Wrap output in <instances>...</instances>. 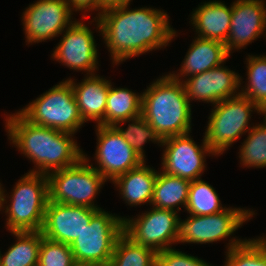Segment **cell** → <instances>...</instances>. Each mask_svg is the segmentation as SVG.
I'll use <instances>...</instances> for the list:
<instances>
[{"label":"cell","mask_w":266,"mask_h":266,"mask_svg":"<svg viewBox=\"0 0 266 266\" xmlns=\"http://www.w3.org/2000/svg\"><path fill=\"white\" fill-rule=\"evenodd\" d=\"M129 5L108 9L93 18L115 65L165 48L177 37L166 12L152 7L130 10Z\"/></svg>","instance_id":"cell-1"},{"label":"cell","mask_w":266,"mask_h":266,"mask_svg":"<svg viewBox=\"0 0 266 266\" xmlns=\"http://www.w3.org/2000/svg\"><path fill=\"white\" fill-rule=\"evenodd\" d=\"M5 121L11 144L35 164L29 173L48 175L84 158L72 133L31 123L19 111L7 115Z\"/></svg>","instance_id":"cell-2"},{"label":"cell","mask_w":266,"mask_h":266,"mask_svg":"<svg viewBox=\"0 0 266 266\" xmlns=\"http://www.w3.org/2000/svg\"><path fill=\"white\" fill-rule=\"evenodd\" d=\"M141 94V115L162 140L191 132V104L182 81L168 73L157 78Z\"/></svg>","instance_id":"cell-3"},{"label":"cell","mask_w":266,"mask_h":266,"mask_svg":"<svg viewBox=\"0 0 266 266\" xmlns=\"http://www.w3.org/2000/svg\"><path fill=\"white\" fill-rule=\"evenodd\" d=\"M12 191L10 196H6L3 187L1 190V208L7 213L9 232L41 231L49 200L47 175L28 172L18 180ZM7 197L11 198L10 204L5 206Z\"/></svg>","instance_id":"cell-4"},{"label":"cell","mask_w":266,"mask_h":266,"mask_svg":"<svg viewBox=\"0 0 266 266\" xmlns=\"http://www.w3.org/2000/svg\"><path fill=\"white\" fill-rule=\"evenodd\" d=\"M213 108L204 138L216 155H222L238 138L251 129L249 121L253 111L263 115V110L242 94L222 100Z\"/></svg>","instance_id":"cell-5"},{"label":"cell","mask_w":266,"mask_h":266,"mask_svg":"<svg viewBox=\"0 0 266 266\" xmlns=\"http://www.w3.org/2000/svg\"><path fill=\"white\" fill-rule=\"evenodd\" d=\"M19 112L31 123L72 134L85 123L68 79L41 94Z\"/></svg>","instance_id":"cell-6"},{"label":"cell","mask_w":266,"mask_h":266,"mask_svg":"<svg viewBox=\"0 0 266 266\" xmlns=\"http://www.w3.org/2000/svg\"><path fill=\"white\" fill-rule=\"evenodd\" d=\"M88 162L84 153L78 164L49 173V201L102 210L94 199L107 180Z\"/></svg>","instance_id":"cell-7"},{"label":"cell","mask_w":266,"mask_h":266,"mask_svg":"<svg viewBox=\"0 0 266 266\" xmlns=\"http://www.w3.org/2000/svg\"><path fill=\"white\" fill-rule=\"evenodd\" d=\"M123 233V217L99 210L69 246L75 261L108 266L117 238Z\"/></svg>","instance_id":"cell-8"},{"label":"cell","mask_w":266,"mask_h":266,"mask_svg":"<svg viewBox=\"0 0 266 266\" xmlns=\"http://www.w3.org/2000/svg\"><path fill=\"white\" fill-rule=\"evenodd\" d=\"M255 214L250 209L228 207L211 215L178 217L177 243L206 244L227 239Z\"/></svg>","instance_id":"cell-9"},{"label":"cell","mask_w":266,"mask_h":266,"mask_svg":"<svg viewBox=\"0 0 266 266\" xmlns=\"http://www.w3.org/2000/svg\"><path fill=\"white\" fill-rule=\"evenodd\" d=\"M178 217L177 211L153 207L134 219L123 217V233L157 253L177 243Z\"/></svg>","instance_id":"cell-10"},{"label":"cell","mask_w":266,"mask_h":266,"mask_svg":"<svg viewBox=\"0 0 266 266\" xmlns=\"http://www.w3.org/2000/svg\"><path fill=\"white\" fill-rule=\"evenodd\" d=\"M201 146L192 140L190 133L163 139L162 171L168 175L188 179H200L206 168V156L216 154L202 140ZM207 154V155H205Z\"/></svg>","instance_id":"cell-11"},{"label":"cell","mask_w":266,"mask_h":266,"mask_svg":"<svg viewBox=\"0 0 266 266\" xmlns=\"http://www.w3.org/2000/svg\"><path fill=\"white\" fill-rule=\"evenodd\" d=\"M22 15L27 44L57 37L74 22L66 0H37Z\"/></svg>","instance_id":"cell-12"},{"label":"cell","mask_w":266,"mask_h":266,"mask_svg":"<svg viewBox=\"0 0 266 266\" xmlns=\"http://www.w3.org/2000/svg\"><path fill=\"white\" fill-rule=\"evenodd\" d=\"M97 146L94 168L108 181L138 167L142 160L134 149L124 140L115 126L96 125Z\"/></svg>","instance_id":"cell-13"},{"label":"cell","mask_w":266,"mask_h":266,"mask_svg":"<svg viewBox=\"0 0 266 266\" xmlns=\"http://www.w3.org/2000/svg\"><path fill=\"white\" fill-rule=\"evenodd\" d=\"M62 34L60 42L51 54L52 58L72 70H83L87 75L96 74L98 50L92 30L82 21L74 19Z\"/></svg>","instance_id":"cell-14"},{"label":"cell","mask_w":266,"mask_h":266,"mask_svg":"<svg viewBox=\"0 0 266 266\" xmlns=\"http://www.w3.org/2000/svg\"><path fill=\"white\" fill-rule=\"evenodd\" d=\"M241 82L242 76L222 64L182 80L190 103L201 100L213 105L239 95Z\"/></svg>","instance_id":"cell-15"},{"label":"cell","mask_w":266,"mask_h":266,"mask_svg":"<svg viewBox=\"0 0 266 266\" xmlns=\"http://www.w3.org/2000/svg\"><path fill=\"white\" fill-rule=\"evenodd\" d=\"M99 210L49 201L46 205L42 234L44 237L70 245L87 227Z\"/></svg>","instance_id":"cell-16"},{"label":"cell","mask_w":266,"mask_h":266,"mask_svg":"<svg viewBox=\"0 0 266 266\" xmlns=\"http://www.w3.org/2000/svg\"><path fill=\"white\" fill-rule=\"evenodd\" d=\"M264 0H235L232 3L231 26L225 48L227 53L251 44L266 35V5Z\"/></svg>","instance_id":"cell-17"},{"label":"cell","mask_w":266,"mask_h":266,"mask_svg":"<svg viewBox=\"0 0 266 266\" xmlns=\"http://www.w3.org/2000/svg\"><path fill=\"white\" fill-rule=\"evenodd\" d=\"M71 83L80 115L84 122L96 121L99 125L105 117L107 96L110 80L94 75H87L82 82L76 83L68 78Z\"/></svg>","instance_id":"cell-18"},{"label":"cell","mask_w":266,"mask_h":266,"mask_svg":"<svg viewBox=\"0 0 266 266\" xmlns=\"http://www.w3.org/2000/svg\"><path fill=\"white\" fill-rule=\"evenodd\" d=\"M190 48L185 55L183 63L178 73L169 72L170 76L181 81V77H190L208 71L221 64L230 57L225 48V44L216 40L194 38Z\"/></svg>","instance_id":"cell-19"},{"label":"cell","mask_w":266,"mask_h":266,"mask_svg":"<svg viewBox=\"0 0 266 266\" xmlns=\"http://www.w3.org/2000/svg\"><path fill=\"white\" fill-rule=\"evenodd\" d=\"M190 16L197 37L226 43L231 26L232 4L228 7L219 0L203 2Z\"/></svg>","instance_id":"cell-20"},{"label":"cell","mask_w":266,"mask_h":266,"mask_svg":"<svg viewBox=\"0 0 266 266\" xmlns=\"http://www.w3.org/2000/svg\"><path fill=\"white\" fill-rule=\"evenodd\" d=\"M157 170L142 162L138 167L118 176L112 183L119 188L120 195L129 206L151 204Z\"/></svg>","instance_id":"cell-21"},{"label":"cell","mask_w":266,"mask_h":266,"mask_svg":"<svg viewBox=\"0 0 266 266\" xmlns=\"http://www.w3.org/2000/svg\"><path fill=\"white\" fill-rule=\"evenodd\" d=\"M190 180L158 172L153 198L150 205L157 209L181 211L180 205L186 208ZM177 207V208H176ZM177 209V210H176Z\"/></svg>","instance_id":"cell-22"},{"label":"cell","mask_w":266,"mask_h":266,"mask_svg":"<svg viewBox=\"0 0 266 266\" xmlns=\"http://www.w3.org/2000/svg\"><path fill=\"white\" fill-rule=\"evenodd\" d=\"M142 94L128 88H114L109 85L105 117L101 126H116L118 123L141 115Z\"/></svg>","instance_id":"cell-23"},{"label":"cell","mask_w":266,"mask_h":266,"mask_svg":"<svg viewBox=\"0 0 266 266\" xmlns=\"http://www.w3.org/2000/svg\"><path fill=\"white\" fill-rule=\"evenodd\" d=\"M16 243L4 255L0 251V266H38L41 231L11 232Z\"/></svg>","instance_id":"cell-24"},{"label":"cell","mask_w":266,"mask_h":266,"mask_svg":"<svg viewBox=\"0 0 266 266\" xmlns=\"http://www.w3.org/2000/svg\"><path fill=\"white\" fill-rule=\"evenodd\" d=\"M224 266H266V240L256 239L229 240Z\"/></svg>","instance_id":"cell-25"},{"label":"cell","mask_w":266,"mask_h":266,"mask_svg":"<svg viewBox=\"0 0 266 266\" xmlns=\"http://www.w3.org/2000/svg\"><path fill=\"white\" fill-rule=\"evenodd\" d=\"M156 254L153 249L135 243L122 233L108 266H156Z\"/></svg>","instance_id":"cell-26"},{"label":"cell","mask_w":266,"mask_h":266,"mask_svg":"<svg viewBox=\"0 0 266 266\" xmlns=\"http://www.w3.org/2000/svg\"><path fill=\"white\" fill-rule=\"evenodd\" d=\"M223 207L216 190L201 178L190 182L185 210L190 215H211L222 212Z\"/></svg>","instance_id":"cell-27"},{"label":"cell","mask_w":266,"mask_h":266,"mask_svg":"<svg viewBox=\"0 0 266 266\" xmlns=\"http://www.w3.org/2000/svg\"><path fill=\"white\" fill-rule=\"evenodd\" d=\"M247 57L248 81L246 86L241 88L240 94L248 97L263 110L266 107V55Z\"/></svg>","instance_id":"cell-28"},{"label":"cell","mask_w":266,"mask_h":266,"mask_svg":"<svg viewBox=\"0 0 266 266\" xmlns=\"http://www.w3.org/2000/svg\"><path fill=\"white\" fill-rule=\"evenodd\" d=\"M263 124L251 126L239 149L240 164L244 167H266V117Z\"/></svg>","instance_id":"cell-29"},{"label":"cell","mask_w":266,"mask_h":266,"mask_svg":"<svg viewBox=\"0 0 266 266\" xmlns=\"http://www.w3.org/2000/svg\"><path fill=\"white\" fill-rule=\"evenodd\" d=\"M125 122H128L129 125L127 128L124 129L121 127V123L125 124ZM115 127L123 135L124 140L144 161L146 160V156L144 154L145 150L143 148V145L147 143V141L158 143L160 146L162 145L163 140L158 135L156 130L144 119L142 115L132 119L124 120L118 123Z\"/></svg>","instance_id":"cell-30"},{"label":"cell","mask_w":266,"mask_h":266,"mask_svg":"<svg viewBox=\"0 0 266 266\" xmlns=\"http://www.w3.org/2000/svg\"><path fill=\"white\" fill-rule=\"evenodd\" d=\"M74 261L71 247L68 244L42 237L38 266H70Z\"/></svg>","instance_id":"cell-31"},{"label":"cell","mask_w":266,"mask_h":266,"mask_svg":"<svg viewBox=\"0 0 266 266\" xmlns=\"http://www.w3.org/2000/svg\"><path fill=\"white\" fill-rule=\"evenodd\" d=\"M156 266H212L196 256L186 254L174 248H168L156 254Z\"/></svg>","instance_id":"cell-32"},{"label":"cell","mask_w":266,"mask_h":266,"mask_svg":"<svg viewBox=\"0 0 266 266\" xmlns=\"http://www.w3.org/2000/svg\"><path fill=\"white\" fill-rule=\"evenodd\" d=\"M71 10L74 11H99L97 15L101 14V0H66ZM86 10V11H85Z\"/></svg>","instance_id":"cell-33"},{"label":"cell","mask_w":266,"mask_h":266,"mask_svg":"<svg viewBox=\"0 0 266 266\" xmlns=\"http://www.w3.org/2000/svg\"><path fill=\"white\" fill-rule=\"evenodd\" d=\"M130 2L131 0H101V14L108 9L122 7Z\"/></svg>","instance_id":"cell-34"},{"label":"cell","mask_w":266,"mask_h":266,"mask_svg":"<svg viewBox=\"0 0 266 266\" xmlns=\"http://www.w3.org/2000/svg\"><path fill=\"white\" fill-rule=\"evenodd\" d=\"M70 266H93V265L87 262L74 261Z\"/></svg>","instance_id":"cell-35"},{"label":"cell","mask_w":266,"mask_h":266,"mask_svg":"<svg viewBox=\"0 0 266 266\" xmlns=\"http://www.w3.org/2000/svg\"><path fill=\"white\" fill-rule=\"evenodd\" d=\"M1 190H2V184L0 183V211L2 210V208H1Z\"/></svg>","instance_id":"cell-36"},{"label":"cell","mask_w":266,"mask_h":266,"mask_svg":"<svg viewBox=\"0 0 266 266\" xmlns=\"http://www.w3.org/2000/svg\"><path fill=\"white\" fill-rule=\"evenodd\" d=\"M263 114L262 116L266 117V107L263 109Z\"/></svg>","instance_id":"cell-37"}]
</instances>
